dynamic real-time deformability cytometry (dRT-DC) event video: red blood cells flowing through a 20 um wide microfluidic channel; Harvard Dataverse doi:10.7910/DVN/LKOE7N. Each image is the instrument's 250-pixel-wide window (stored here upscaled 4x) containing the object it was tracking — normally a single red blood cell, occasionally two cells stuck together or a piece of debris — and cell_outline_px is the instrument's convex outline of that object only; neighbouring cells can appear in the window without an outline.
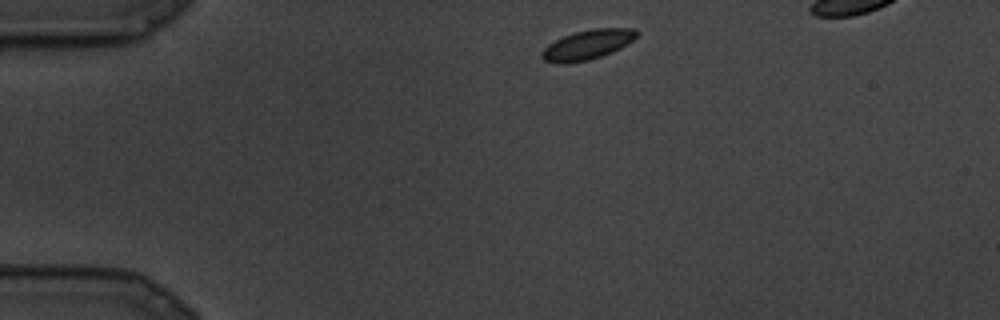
{"species": "common noctule bat (a hibernating species)", "species_latin": "Nyctalus noctula", "temperature_condition": "cold", "stored_images_in_passage": 5, "camera_frame_rate_fps": 3000, "um_per_image_px": 0.085, "animal": {"sex": "male", "body_mass_g": 19.5, "forearm_length_mm": 54.6}, "frame": {"image": 1, "passage_image": 1, "time_ms": 0.0, "image_size_px": [1000, 320], "cell_outline_px": [[640, 32], [632, 40], [620, 48], [612, 52], [588, 60], [564, 64], [544, 60], [540, 56], [540, 52], [548, 44], [564, 36], [576, 32], [592, 28], [636, 28]], "centroid_in_image_um": [49.94, 3.79], "position_along_channel_um": 35.1, "area_um2": 16.3}}